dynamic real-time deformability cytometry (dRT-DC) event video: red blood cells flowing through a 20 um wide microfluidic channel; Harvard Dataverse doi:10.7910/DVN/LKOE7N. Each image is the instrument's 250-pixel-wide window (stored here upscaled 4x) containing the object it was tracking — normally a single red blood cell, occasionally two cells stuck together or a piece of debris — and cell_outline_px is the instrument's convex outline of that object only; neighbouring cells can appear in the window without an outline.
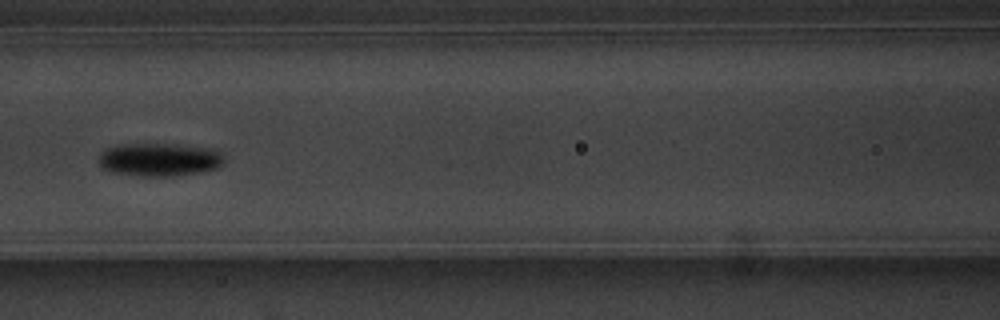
{"species": "common noctule bat (a hibernating species)", "species_latin": "Nyctalus noctula", "temperature_condition": "warm", "stored_images_in_passage": 15, "camera_frame_rate_fps": 3000, "um_per_image_px": 0.085, "animal": {"sex": "male", "body_mass_g": 20.1, "forearm_length_mm": 53.5}, "frame": {"image": 1, "passage_image": 7, "time_ms": 8.0, "image_size_px": [1000, 320], "cell_outline_px": [[224, 164], [220, 168], [176, 176], [140, 176], [112, 172], [100, 168], [100, 152], [108, 148], [124, 144], [176, 144], [216, 148], [224, 152]], "centroid_in_image_um": [13.64, 13.56], "position_along_channel_um": 153.0, "area_um2": 24.68}}
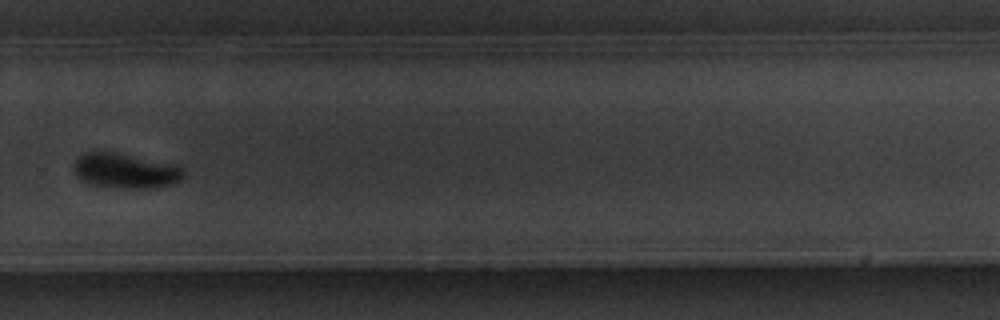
{"frame": {"image": 2, "passage_image": 11, "time_ms": 12.667, "image_size_px": [1000, 320], "cell_outline_px": [[184, 176], [180, 180], [172, 184], [148, 188], [124, 188], [92, 184], [80, 180], [76, 176], [76, 160], [80, 156], [88, 152], [112, 152], [176, 164], [184, 168]], "centroid_in_image_um": [10.72, 14.52], "position_along_channel_um": 319.1, "area_um2": 21.96}, "authors_computed_cell_mechanics": {"area_um2": 22.8888, "velocity_mm_per_s": 3.5772, "shape_relaxation_time_tau1_ms": 1.491, "shape_relaxation_time_tau2_ms": null, "deformation_change_tau1": 0.1098, "deformation_change_tau2": null}}